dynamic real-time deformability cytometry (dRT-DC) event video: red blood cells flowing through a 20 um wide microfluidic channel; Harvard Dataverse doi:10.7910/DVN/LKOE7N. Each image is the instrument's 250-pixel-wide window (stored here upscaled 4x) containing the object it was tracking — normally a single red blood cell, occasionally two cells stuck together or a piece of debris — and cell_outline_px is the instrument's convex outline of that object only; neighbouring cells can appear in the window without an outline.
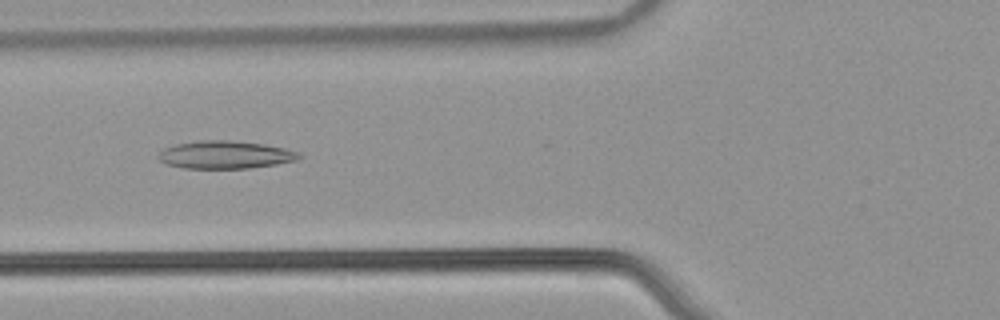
{"species": "common noctule bat (a hibernating species)", "species_latin": "Nyctalus noctula", "temperature_condition": "warm", "stored_images_in_passage": 50, "camera_frame_rate_fps": 3000, "um_per_image_px": 0.085, "animal": {"sex": "male", "body_mass_g": 21.5, "forearm_length_mm": 52.0}, "frame": {"image": 1, "passage_image": 18, "time_ms": 5.667, "image_size_px": [1000, 320], "cell_outline_px": [[304, 156], [296, 160], [276, 164], [248, 168], [184, 168], [164, 164], [156, 156], [164, 148], [176, 144], [196, 140], [232, 140], [264, 144], [284, 148], [300, 152]], "centroid_in_image_um": [19.13, 13.15], "position_along_channel_um": 106.7, "area_um2": 22.95}}
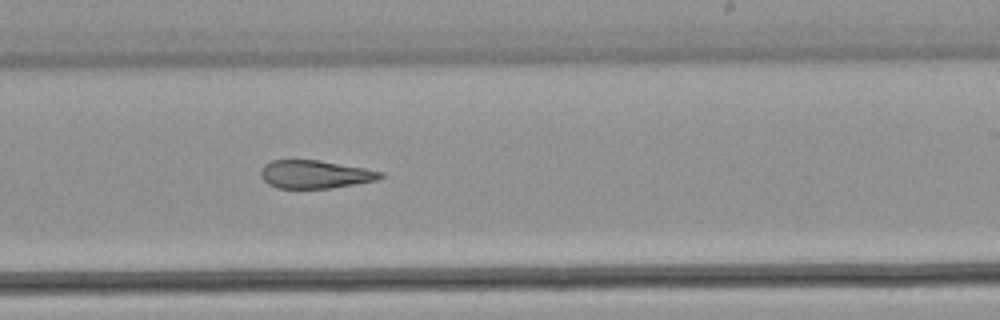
{"frame": {"image": 2, "passage_image": 30, "time_ms": 9.667, "image_size_px": [1000, 320], "cell_outline_px": [[388, 176], [376, 180], [356, 184], [332, 188], [276, 188], [268, 184], [260, 176], [260, 172], [264, 164], [272, 160], [320, 160], [364, 168], [384, 172]], "centroid_in_image_um": [26.8, 14.82], "position_along_channel_um": 262.2, "area_um2": 19.77}}
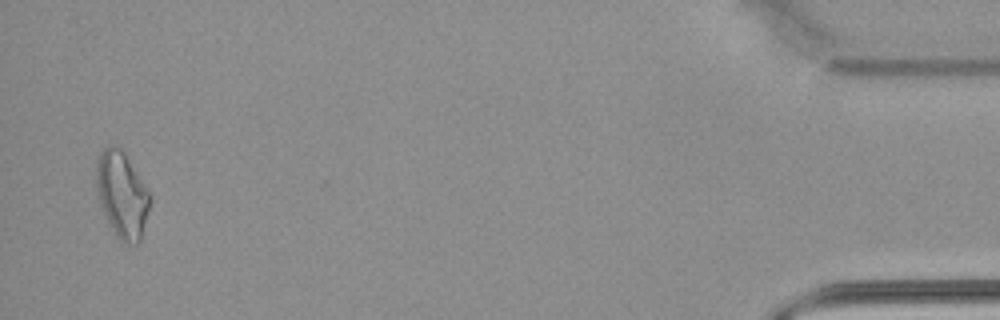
{"frame": {"image": 3, "passage_image": 49, "time_ms": 16.0, "image_size_px": [1000, 320], "cell_outline_px": [[152, 200], [140, 240], [136, 244], [124, 244], [116, 236], [96, 196], [96, 160], [100, 152], [108, 144], [116, 144], [124, 152], [152, 196]], "centroid_in_image_um": [10.36, 16.52], "position_along_channel_um": 424.8, "area_um2": 27.17}, "authors_computed_cell_mechanics": {"area_um2": 23.2934, "velocity_mm_per_s": 3.891, "shape_relaxation_time_tau1_ms": null, "shape_relaxation_time_tau2_ms": 4.4659, "deformation_change_tau1": null, "deformation_change_tau2": 0.1457}}